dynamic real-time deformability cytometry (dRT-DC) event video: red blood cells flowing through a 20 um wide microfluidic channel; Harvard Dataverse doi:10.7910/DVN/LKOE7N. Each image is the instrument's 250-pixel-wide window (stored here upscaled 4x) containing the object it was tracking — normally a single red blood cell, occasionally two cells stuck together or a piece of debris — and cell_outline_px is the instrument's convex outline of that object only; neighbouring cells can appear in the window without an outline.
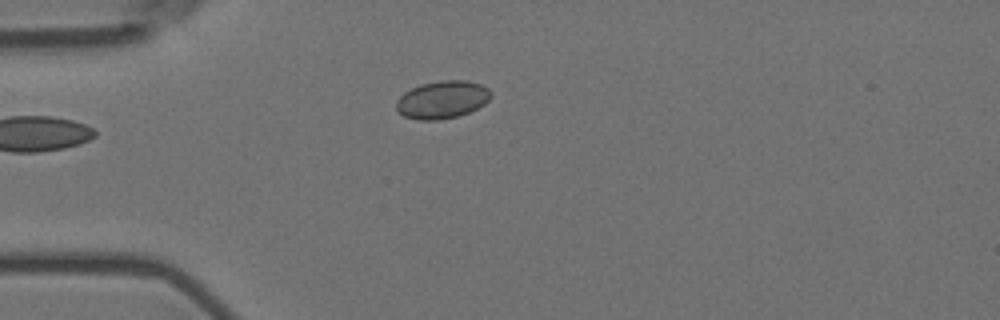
{"species": "Egyptian fruit bat (a non-hibernating species)", "species_latin": "Rousettus aegyptiacus", "temperature_condition": "room temperature", "stored_images_in_passage": 5, "camera_frame_rate_fps": 3000, "um_per_image_px": 0.085, "animal": {"sex": "female"}, "frame": {"image": 1, "passage_image": 5, "time_ms": 1.333, "image_size_px": [1000, 320], "cell_outline_px": [[492, 96], [484, 104], [468, 112], [456, 116], [436, 120], [416, 120], [404, 116], [396, 108], [396, 100], [404, 92], [420, 84], [444, 80], [464, 80], [480, 84], [488, 88], [492, 92]], "centroid_in_image_um": [37.58, 8.46], "position_along_channel_um": 47.4, "area_um2": 20.69}}